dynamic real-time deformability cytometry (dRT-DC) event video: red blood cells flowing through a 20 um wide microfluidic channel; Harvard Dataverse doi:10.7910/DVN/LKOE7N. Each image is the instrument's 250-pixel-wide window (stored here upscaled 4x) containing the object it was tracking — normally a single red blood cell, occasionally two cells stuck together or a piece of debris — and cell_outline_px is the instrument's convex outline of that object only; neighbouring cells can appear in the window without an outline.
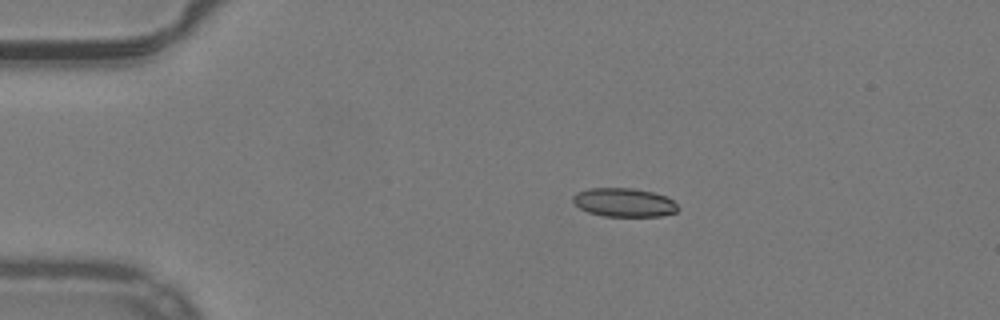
{"species": "common noctule bat (a hibernating species)", "species_latin": "Nyctalus noctula", "temperature_condition": "warm", "stored_images_in_passage": 14, "camera_frame_rate_fps": 3000, "um_per_image_px": 0.085, "animal": {"sex": "male", "body_mass_g": 19.2, "forearm_length_mm": 51.8}, "frame": {"image": 1, "passage_image": 10, "time_ms": 3.0, "image_size_px": [1000, 320], "cell_outline_px": [[680, 208], [676, 212], [660, 216], [604, 216], [588, 212], [580, 208], [572, 200], [572, 196], [576, 192], [592, 188], [632, 188], [652, 192], [664, 196], [672, 200]], "centroid_in_image_um": [53.03, 17.21], "position_along_channel_um": 32.0, "area_um2": 17.46}}